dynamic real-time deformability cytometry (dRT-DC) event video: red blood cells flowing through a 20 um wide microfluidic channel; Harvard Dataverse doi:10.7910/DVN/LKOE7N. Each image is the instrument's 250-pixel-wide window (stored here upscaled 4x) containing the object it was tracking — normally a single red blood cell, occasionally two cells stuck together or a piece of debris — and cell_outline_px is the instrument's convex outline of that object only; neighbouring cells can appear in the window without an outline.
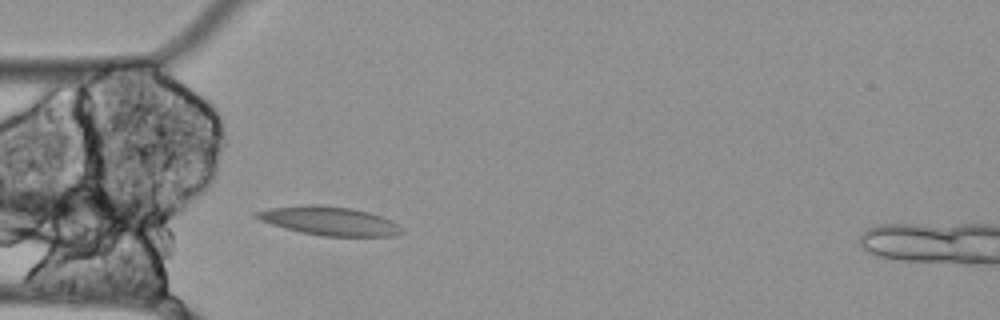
{"species": "Egyptian fruit bat (a non-hibernating species)", "species_latin": "Rousettus aegyptiacus", "temperature_condition": "cold", "stored_images_in_passage": 10, "camera_frame_rate_fps": 3000, "um_per_image_px": 0.085, "animal": {"sex": "female"}, "frame": {"image": 1, "passage_image": 10, "time_ms": 3.0, "image_size_px": [1000, 320], "cell_outline_px": [[404, 232], [392, 236], [324, 236], [300, 232], [284, 228], [260, 220], [252, 216], [256, 212], [272, 208], [312, 204], [348, 208], [368, 212], [380, 216], [396, 224]], "centroid_in_image_um": [27.96, 18.79], "position_along_channel_um": 57.0, "area_um2": 23.76}}